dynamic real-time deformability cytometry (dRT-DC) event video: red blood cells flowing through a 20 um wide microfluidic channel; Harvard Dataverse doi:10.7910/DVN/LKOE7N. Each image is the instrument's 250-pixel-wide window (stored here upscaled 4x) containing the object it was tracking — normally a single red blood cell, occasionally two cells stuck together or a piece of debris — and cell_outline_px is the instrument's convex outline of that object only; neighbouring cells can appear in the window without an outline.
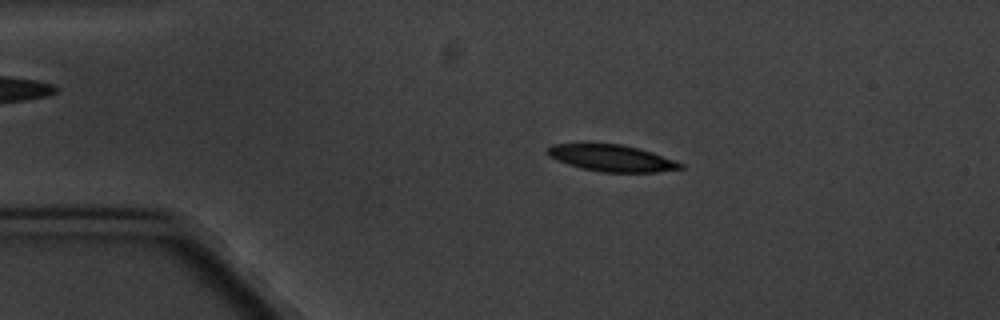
{"species": "common noctule bat (a hibernating species)", "species_latin": "Nyctalus noctula", "temperature_condition": "cold", "stored_images_in_passage": 7, "camera_frame_rate_fps": 3000, "um_per_image_px": 0.085, "animal": {"sex": "male", "body_mass_g": 20.1, "forearm_length_mm": 53.5}, "frame": {"image": 1, "passage_image": 3, "time_ms": 2.333, "image_size_px": [1000, 320], "cell_outline_px": [[684, 168], [656, 172], [604, 172], [580, 168], [556, 160], [548, 156], [548, 148], [552, 144], [580, 140], [620, 144], [652, 152], [684, 164]], "centroid_in_image_um": [51.88, 13.39], "position_along_channel_um": 33.1, "area_um2": 21.33}}
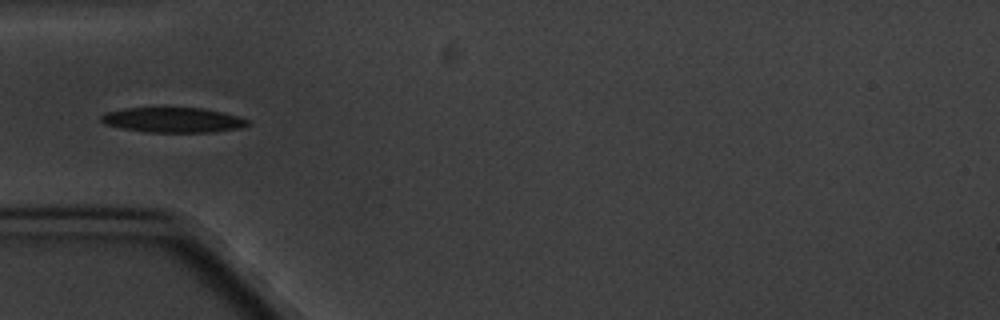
{"frame": {"image": 2, "passage_image": 5, "time_ms": 4.667, "image_size_px": [1000, 320], "cell_outline_px": [[252, 124], [240, 128], [212, 132], [148, 132], [120, 128], [104, 124], [100, 120], [100, 116], [108, 112], [124, 108], [200, 108], [224, 112], [240, 116], [252, 120]], "centroid_in_image_um": [14.77, 10.2], "position_along_channel_um": 70.2, "area_um2": 21.56}}